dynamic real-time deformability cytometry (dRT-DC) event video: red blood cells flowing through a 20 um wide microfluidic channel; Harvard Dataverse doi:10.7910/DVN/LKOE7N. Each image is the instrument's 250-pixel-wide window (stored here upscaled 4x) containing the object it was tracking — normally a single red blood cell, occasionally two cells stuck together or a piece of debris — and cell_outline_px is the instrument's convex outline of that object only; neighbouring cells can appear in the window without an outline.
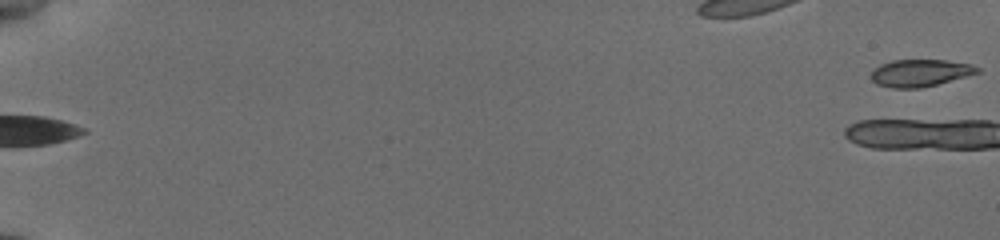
{"species": "common noctule bat (a hibernating species)", "species_latin": "Nyctalus noctula", "temperature_condition": "cold", "stored_images_in_passage": 18, "camera_frame_rate_fps": 3000, "um_per_image_px": 0.085, "animal": {"sex": "female", "body_mass_g": 19.5, "forearm_length_mm": 54.1}, "frame": {"image": 1, "passage_image": 1, "time_ms": 0.0, "image_size_px": [1000, 240], "cell_outline_px": [[980, 72], [936, 84], [920, 88], [892, 88], [876, 84], [872, 80], [872, 68], [880, 64], [892, 60], [944, 60], [968, 64], [980, 68]], "centroid_in_image_um": [78.15, 6.2], "position_along_channel_um": 6.9, "area_um2": 16.65}}